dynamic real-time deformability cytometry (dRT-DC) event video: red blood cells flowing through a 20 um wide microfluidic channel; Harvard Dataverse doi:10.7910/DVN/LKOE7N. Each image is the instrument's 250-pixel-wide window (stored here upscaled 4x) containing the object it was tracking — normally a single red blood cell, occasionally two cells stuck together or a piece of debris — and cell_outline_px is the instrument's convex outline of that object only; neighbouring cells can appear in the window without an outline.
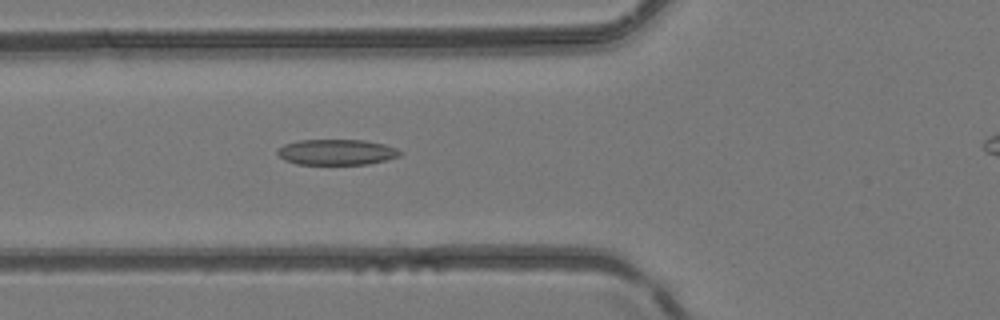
{"species": "common noctule bat (a hibernating species)", "species_latin": "Nyctalus noctula", "temperature_condition": "room temperature", "stored_images_in_passage": 41, "camera_frame_rate_fps": 3000, "um_per_image_px": 0.085, "animal": {"sex": "female", "body_mass_g": 24.6, "forearm_length_mm": 56.2}, "frame": {"image": 1, "passage_image": 19, "time_ms": 6.0, "image_size_px": [1000, 320], "cell_outline_px": [[400, 156], [368, 164], [296, 164], [284, 160], [276, 152], [284, 144], [300, 140], [364, 140], [384, 144], [396, 148], [400, 152]], "centroid_in_image_um": [28.59, 12.93], "position_along_channel_um": 97.2, "area_um2": 18.15}}
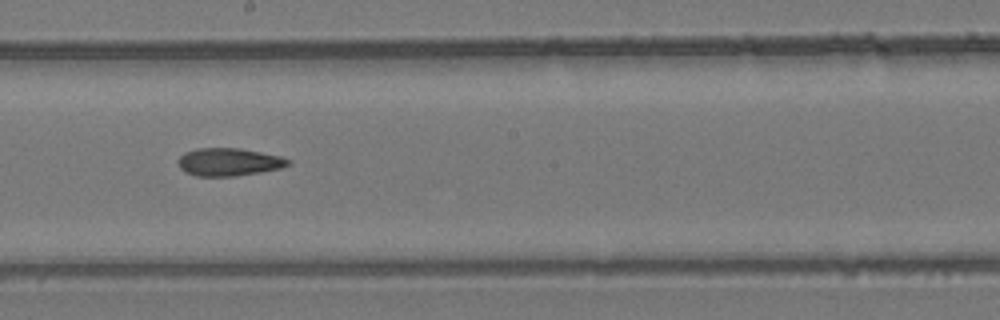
{"frame": {"image": 2, "passage_image": 28, "time_ms": 9.0, "image_size_px": [1000, 320], "cell_outline_px": [[292, 164], [280, 168], [260, 172], [236, 176], [196, 176], [184, 172], [180, 168], [176, 160], [184, 152], [196, 148], [240, 148], [280, 156], [292, 160]], "centroid_in_image_um": [19.43, 13.77], "position_along_channel_um": 228.8, "area_um2": 18.03}}
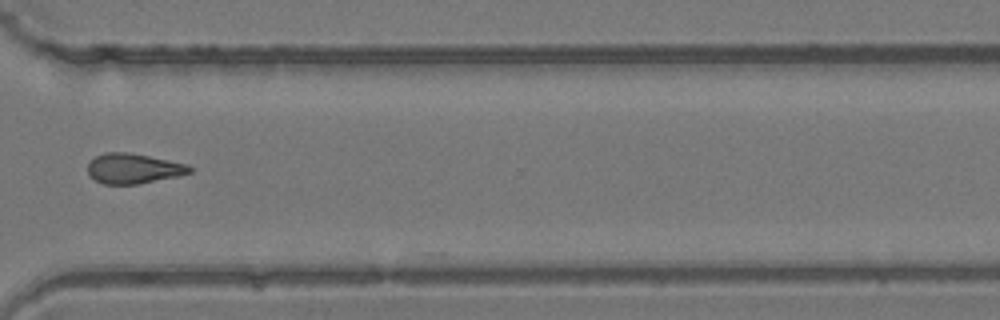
{"frame": {"image": 3, "passage_image": 37, "time_ms": 12.0, "image_size_px": [1000, 320], "cell_outline_px": [[192, 172], [176, 176], [136, 184], [104, 184], [96, 180], [88, 172], [88, 160], [104, 152], [128, 152], [188, 164], [192, 168]], "centroid_in_image_um": [11.31, 14.31], "position_along_channel_um": 359.3, "area_um2": 17.69}}